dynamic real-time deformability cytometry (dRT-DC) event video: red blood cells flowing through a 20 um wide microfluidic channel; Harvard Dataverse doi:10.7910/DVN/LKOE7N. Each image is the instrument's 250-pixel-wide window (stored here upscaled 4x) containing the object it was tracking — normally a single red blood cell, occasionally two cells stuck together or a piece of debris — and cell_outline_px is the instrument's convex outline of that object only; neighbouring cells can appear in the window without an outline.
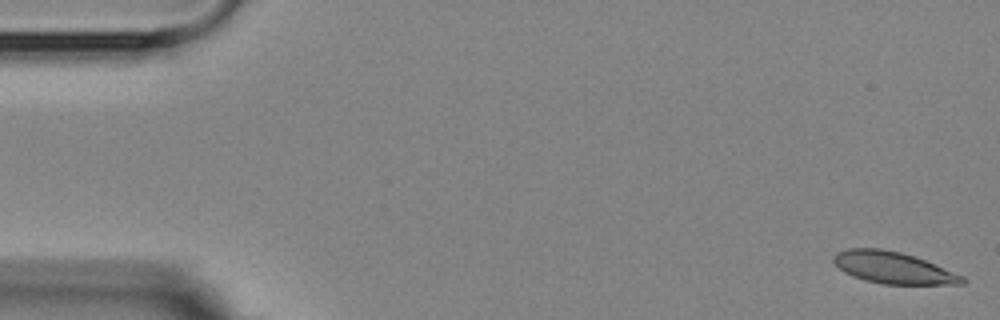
{"species": "Egyptian fruit bat (a non-hibernating species)", "species_latin": "Rousettus aegyptiacus", "temperature_condition": "room temperature", "stored_images_in_passage": 6, "segment_of_instrument_passage": [1, 2], "camera_frame_rate_fps": 3000, "um_per_image_px": 0.085, "animal": {"sex": "female"}, "frame": {"image": 1, "passage_image": 1, "time_ms": 0.0, "image_size_px": [1000, 320], "cell_outline_px": [[968, 280], [964, 284], [884, 284], [864, 280], [852, 276], [844, 272], [832, 260], [832, 256], [836, 252], [848, 248], [880, 248], [900, 252], [924, 260], [964, 276]], "centroid_in_image_um": [75.9, 22.76], "position_along_channel_um": 9.1, "area_um2": 23.7}}